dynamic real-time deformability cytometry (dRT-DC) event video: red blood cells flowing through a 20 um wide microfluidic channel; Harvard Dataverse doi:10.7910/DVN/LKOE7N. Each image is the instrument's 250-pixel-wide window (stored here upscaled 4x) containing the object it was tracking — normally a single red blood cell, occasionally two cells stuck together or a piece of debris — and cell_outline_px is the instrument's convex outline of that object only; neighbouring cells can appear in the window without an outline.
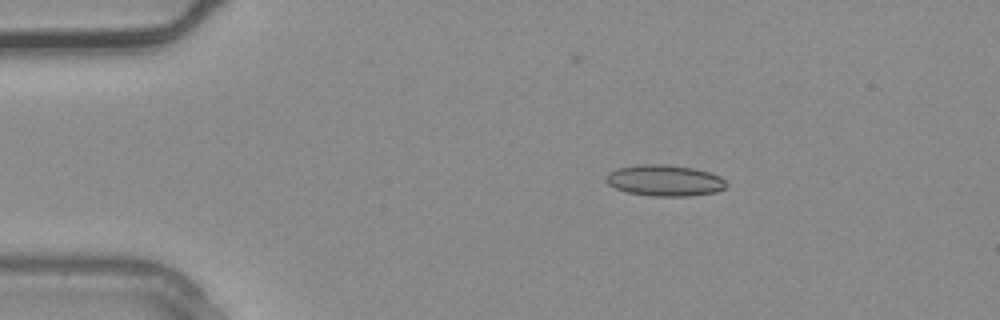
{"species": "common noctule bat (a hibernating species)", "species_latin": "Nyctalus noctula", "temperature_condition": "warm", "stored_images_in_passage": 3, "camera_frame_rate_fps": 3000, "um_per_image_px": 0.085, "animal": {"sex": "male", "body_mass_g": 20.4}, "frame": {"image": 1, "passage_image": 1, "time_ms": 0.0, "image_size_px": [1000, 320], "cell_outline_px": [[728, 184], [724, 188], [716, 192], [688, 196], [652, 196], [628, 192], [616, 188], [608, 184], [604, 180], [604, 176], [608, 172], [616, 168], [636, 164], [664, 164], [692, 168], [708, 172], [720, 176]], "centroid_in_image_um": [56.45, 15.33], "position_along_channel_um": 28.6, "area_um2": 21.96}}